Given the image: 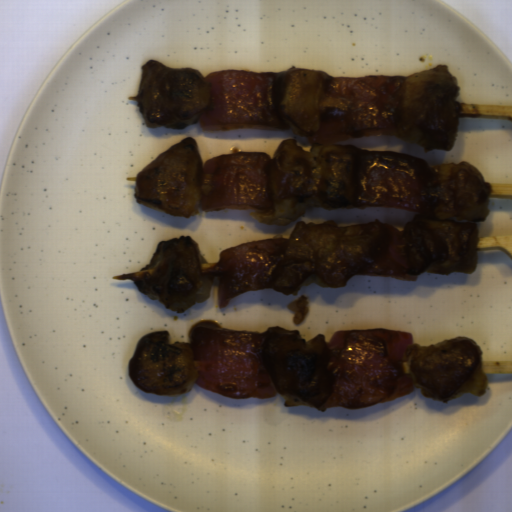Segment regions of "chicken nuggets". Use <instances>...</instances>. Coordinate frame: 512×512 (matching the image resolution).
Returning a JSON list of instances; mask_svg holds the SVG:
<instances>
[{
	"instance_id": "obj_1",
	"label": "chicken nuggets",
	"mask_w": 512,
	"mask_h": 512,
	"mask_svg": "<svg viewBox=\"0 0 512 512\" xmlns=\"http://www.w3.org/2000/svg\"><path fill=\"white\" fill-rule=\"evenodd\" d=\"M426 183L429 210L416 212L404 227L406 274H472L479 262V223L489 216L492 185L466 161L428 166Z\"/></svg>"
},
{
	"instance_id": "obj_2",
	"label": "chicken nuggets",
	"mask_w": 512,
	"mask_h": 512,
	"mask_svg": "<svg viewBox=\"0 0 512 512\" xmlns=\"http://www.w3.org/2000/svg\"><path fill=\"white\" fill-rule=\"evenodd\" d=\"M367 151L336 142L306 151L296 138L281 141L267 165L272 202L249 214L269 227H283L311 208L356 209L359 168Z\"/></svg>"
},
{
	"instance_id": "obj_3",
	"label": "chicken nuggets",
	"mask_w": 512,
	"mask_h": 512,
	"mask_svg": "<svg viewBox=\"0 0 512 512\" xmlns=\"http://www.w3.org/2000/svg\"><path fill=\"white\" fill-rule=\"evenodd\" d=\"M389 241L385 224L374 220L357 226L337 222H296L281 257L274 290L297 295L308 277H318L331 288H344L384 254Z\"/></svg>"
},
{
	"instance_id": "obj_4",
	"label": "chicken nuggets",
	"mask_w": 512,
	"mask_h": 512,
	"mask_svg": "<svg viewBox=\"0 0 512 512\" xmlns=\"http://www.w3.org/2000/svg\"><path fill=\"white\" fill-rule=\"evenodd\" d=\"M262 360L283 406H309L319 411L334 390L325 334L306 341L298 330L268 327L263 333Z\"/></svg>"
},
{
	"instance_id": "obj_5",
	"label": "chicken nuggets",
	"mask_w": 512,
	"mask_h": 512,
	"mask_svg": "<svg viewBox=\"0 0 512 512\" xmlns=\"http://www.w3.org/2000/svg\"><path fill=\"white\" fill-rule=\"evenodd\" d=\"M404 79L395 136L426 153L453 149L461 111L456 77L445 63H439Z\"/></svg>"
},
{
	"instance_id": "obj_6",
	"label": "chicken nuggets",
	"mask_w": 512,
	"mask_h": 512,
	"mask_svg": "<svg viewBox=\"0 0 512 512\" xmlns=\"http://www.w3.org/2000/svg\"><path fill=\"white\" fill-rule=\"evenodd\" d=\"M482 360V349L474 340L457 336L429 346L412 344L403 355L401 368L422 396L447 403L465 394L485 395L488 379Z\"/></svg>"
},
{
	"instance_id": "obj_7",
	"label": "chicken nuggets",
	"mask_w": 512,
	"mask_h": 512,
	"mask_svg": "<svg viewBox=\"0 0 512 512\" xmlns=\"http://www.w3.org/2000/svg\"><path fill=\"white\" fill-rule=\"evenodd\" d=\"M141 69L136 100L147 128L184 130L209 110L212 84L200 71L168 68L157 59Z\"/></svg>"
},
{
	"instance_id": "obj_8",
	"label": "chicken nuggets",
	"mask_w": 512,
	"mask_h": 512,
	"mask_svg": "<svg viewBox=\"0 0 512 512\" xmlns=\"http://www.w3.org/2000/svg\"><path fill=\"white\" fill-rule=\"evenodd\" d=\"M202 170L197 142L186 137L137 173L135 201L175 217L196 216L202 210Z\"/></svg>"
},
{
	"instance_id": "obj_9",
	"label": "chicken nuggets",
	"mask_w": 512,
	"mask_h": 512,
	"mask_svg": "<svg viewBox=\"0 0 512 512\" xmlns=\"http://www.w3.org/2000/svg\"><path fill=\"white\" fill-rule=\"evenodd\" d=\"M203 264L208 263L196 240L181 235L158 243L150 263L141 269H152V277L134 283L151 300L181 314L211 296L214 278L203 275Z\"/></svg>"
},
{
	"instance_id": "obj_10",
	"label": "chicken nuggets",
	"mask_w": 512,
	"mask_h": 512,
	"mask_svg": "<svg viewBox=\"0 0 512 512\" xmlns=\"http://www.w3.org/2000/svg\"><path fill=\"white\" fill-rule=\"evenodd\" d=\"M193 359V349L185 341L171 343L168 330L151 332L137 343L128 361V373L146 394H186L198 378Z\"/></svg>"
},
{
	"instance_id": "obj_11",
	"label": "chicken nuggets",
	"mask_w": 512,
	"mask_h": 512,
	"mask_svg": "<svg viewBox=\"0 0 512 512\" xmlns=\"http://www.w3.org/2000/svg\"><path fill=\"white\" fill-rule=\"evenodd\" d=\"M333 82L326 71L296 67L274 75V108L295 135L310 137L317 133Z\"/></svg>"
}]
</instances>
